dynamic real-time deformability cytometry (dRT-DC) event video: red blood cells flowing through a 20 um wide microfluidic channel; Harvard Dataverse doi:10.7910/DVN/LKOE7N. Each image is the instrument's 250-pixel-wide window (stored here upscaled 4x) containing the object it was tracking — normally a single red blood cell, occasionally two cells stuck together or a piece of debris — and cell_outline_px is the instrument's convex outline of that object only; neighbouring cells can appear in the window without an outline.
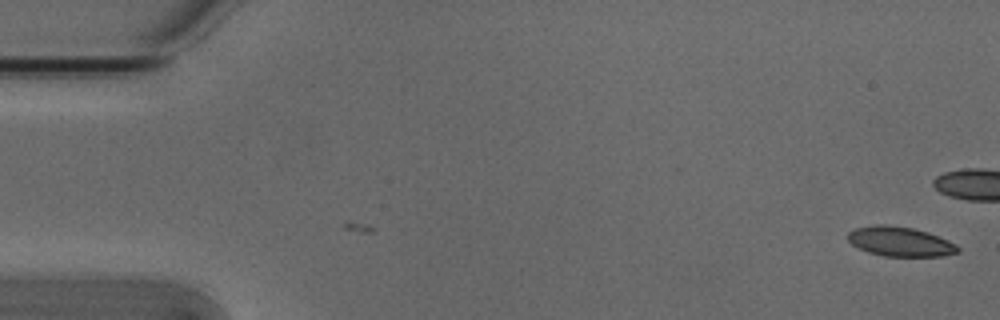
{"species": "Egyptian fruit bat (a non-hibernating species)", "species_latin": "Rousettus aegyptiacus", "temperature_condition": "cold", "stored_images_in_passage": 7, "camera_frame_rate_fps": 3000, "um_per_image_px": 0.085, "animal": {"sex": "male"}, "frame": {"image": 1, "passage_image": 7, "time_ms": 2.0, "image_size_px": [1000, 320], "cell_outline_px": [[960, 252], [944, 256], [884, 256], [868, 252], [852, 244], [848, 240], [848, 232], [856, 228], [876, 224], [884, 224], [912, 228], [928, 232], [948, 240], [956, 244], [960, 248]], "centroid_in_image_um": [76.54, 20.53], "position_along_channel_um": 8.5, "area_um2": 18.96}}